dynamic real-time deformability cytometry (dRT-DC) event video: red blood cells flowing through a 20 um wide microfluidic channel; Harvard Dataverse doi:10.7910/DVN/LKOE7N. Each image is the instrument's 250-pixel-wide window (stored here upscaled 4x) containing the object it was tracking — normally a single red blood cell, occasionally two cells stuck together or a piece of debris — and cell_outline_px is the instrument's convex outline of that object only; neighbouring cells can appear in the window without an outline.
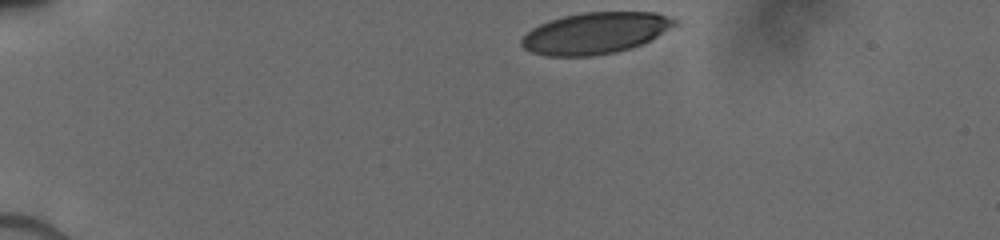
{"species": "human", "species_latin": "Homo sapiens", "temperature_condition": "cold", "stored_images_in_passage": 43, "camera_frame_rate_fps": 3000, "um_per_image_px": 0.085, "donor": {"sex": "male"}, "frame": {"image": 1, "passage_image": 1, "time_ms": 0.0, "image_size_px": [1000, 240], "cell_outline_px": [[680, 24], [644, 44], [632, 48], [616, 52], [592, 56], [548, 56], [532, 52], [524, 48], [520, 44], [520, 40], [532, 28], [548, 20], [564, 16], [584, 12], [656, 12], [680, 20]], "centroid_in_image_um": [50.67, 2.81], "position_along_channel_um": 34.3, "area_um2": 37.4}}
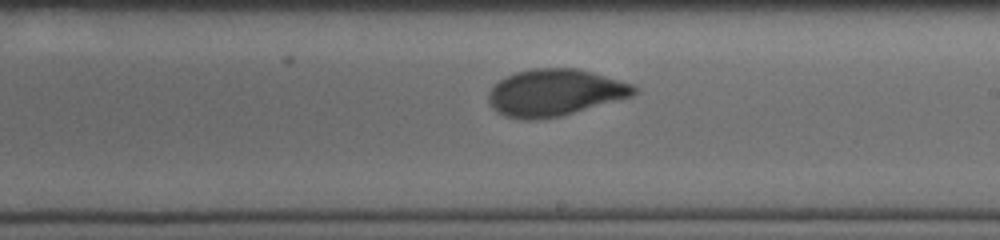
{"frame": {"image": 2, "passage_image": 23, "time_ms": 7.0, "image_size_px": [1000, 240], "cell_outline_px": [[636, 92], [632, 96], [560, 116], [536, 120], [524, 120], [508, 116], [500, 112], [488, 100], [488, 92], [500, 80], [516, 72], [532, 68], [576, 68], [592, 72], [636, 84]], "centroid_in_image_um": [47.2, 7.86], "position_along_channel_um": 241.8, "area_um2": 39.3}}
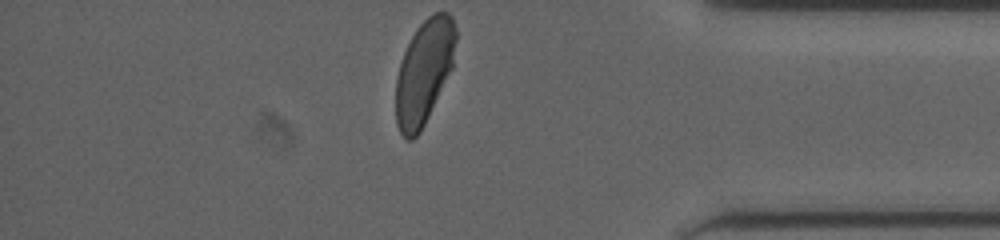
{"frame": {"image": 3, "passage_image": 43, "time_ms": 11.333, "image_size_px": [1000, 240], "cell_outline_px": [[456, 40], [452, 68], [420, 132], [412, 140], [408, 140], [400, 132], [396, 124], [396, 76], [404, 52], [416, 28], [432, 12], [448, 12], [452, 16], [456, 28]], "centroid_in_image_um": [36.05, 6.08], "position_along_channel_um": 399.2, "area_um2": 36.24}}